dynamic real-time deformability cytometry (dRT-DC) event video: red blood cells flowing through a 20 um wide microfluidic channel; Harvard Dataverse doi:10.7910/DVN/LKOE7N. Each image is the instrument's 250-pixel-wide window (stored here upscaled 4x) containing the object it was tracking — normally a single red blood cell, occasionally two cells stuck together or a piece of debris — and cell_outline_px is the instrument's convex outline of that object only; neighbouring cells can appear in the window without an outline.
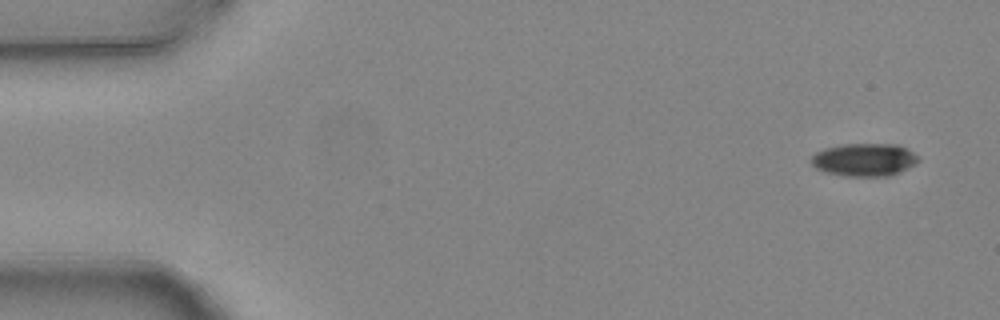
{"species": "common noctule bat (a hibernating species)", "species_latin": "Nyctalus noctula", "temperature_condition": "warm", "stored_images_in_passage": 6, "camera_frame_rate_fps": 3000, "um_per_image_px": 0.085, "animal": {"sex": "female", "body_mass_g": 24.6, "forearm_length_mm": 56.2}, "frame": {"image": 1, "passage_image": 1, "time_ms": 0.0, "image_size_px": [1000, 320], "cell_outline_px": [[920, 160], [916, 164], [900, 172], [888, 176], [844, 176], [824, 172], [816, 168], [812, 164], [812, 156], [816, 152], [824, 148], [844, 144], [900, 144], [908, 148], [920, 156]], "centroid_in_image_um": [73.52, 13.57], "position_along_channel_um": 11.5, "area_um2": 20.81}}
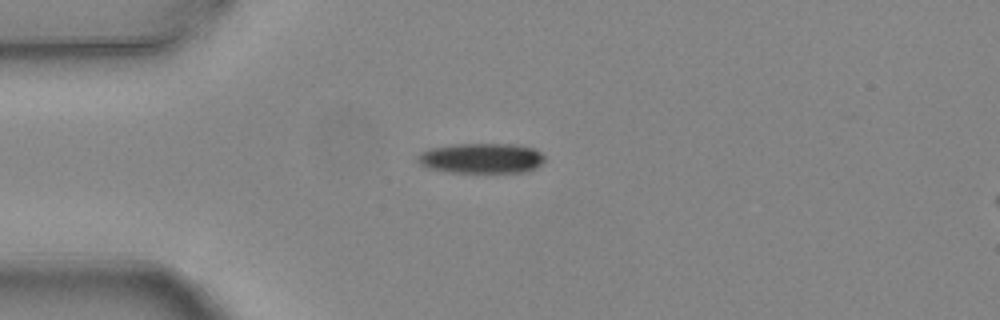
{"frame": {"image": 2, "passage_image": 4, "time_ms": 1.0, "image_size_px": [1000, 320], "cell_outline_px": [[544, 160], [536, 168], [528, 172], [448, 172], [428, 168], [420, 164], [416, 160], [416, 156], [420, 152], [428, 148], [452, 144], [516, 144], [532, 148], [540, 152], [544, 156]], "centroid_in_image_um": [40.88, 13.45], "position_along_channel_um": 44.1, "area_um2": 22.54}}
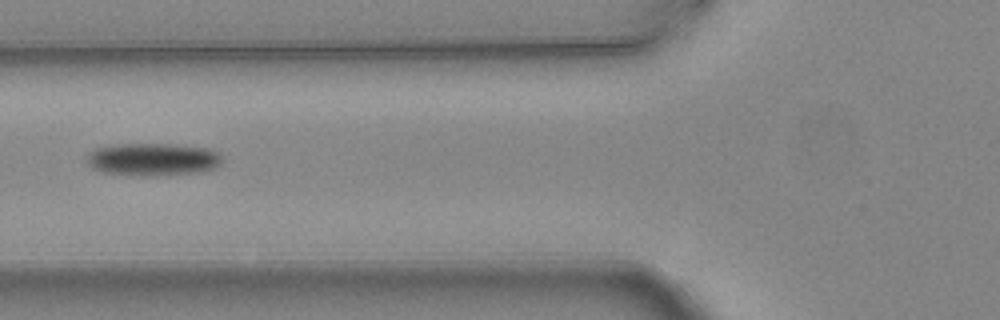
{"frame": {"image": 3, "passage_image": 6, "time_ms": 1.667, "image_size_px": [1000, 320], "cell_outline_px": [[224, 156], [220, 164], [212, 168], [200, 172], [148, 176], [100, 172], [92, 168], [88, 164], [88, 156], [96, 148], [120, 144], [176, 144], [208, 148], [220, 152]], "centroid_in_image_um": [13.05, 13.54], "position_along_channel_um": 112.8, "area_um2": 25.72}}